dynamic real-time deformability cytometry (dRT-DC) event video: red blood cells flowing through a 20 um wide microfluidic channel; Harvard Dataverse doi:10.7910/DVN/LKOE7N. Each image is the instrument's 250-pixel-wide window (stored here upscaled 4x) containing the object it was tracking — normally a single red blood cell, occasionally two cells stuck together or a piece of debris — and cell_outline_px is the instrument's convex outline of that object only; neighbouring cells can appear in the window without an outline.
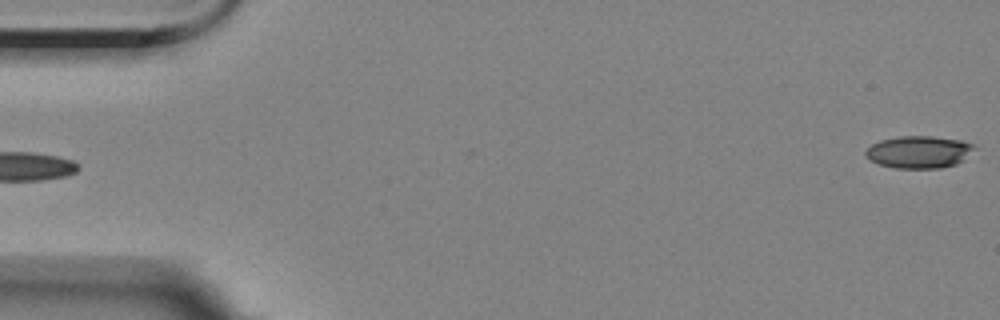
{"species": "Egyptian fruit bat (a non-hibernating species)", "species_latin": "Rousettus aegyptiacus", "temperature_condition": "room temperature", "stored_images_in_passage": 4, "camera_frame_rate_fps": 3000, "um_per_image_px": 0.085, "animal": {"sex": "female"}, "frame": {"image": 1, "passage_image": 4, "time_ms": 3.333, "image_size_px": [1000, 320], "cell_outline_px": [[976, 148], [964, 160], [956, 164], [940, 168], [896, 168], [880, 164], [864, 156], [864, 152], [872, 144], [880, 140], [900, 136], [932, 136], [960, 140], [972, 144]], "centroid_in_image_um": [78.12, 12.92], "position_along_channel_um": 6.9, "area_um2": 20.4}}